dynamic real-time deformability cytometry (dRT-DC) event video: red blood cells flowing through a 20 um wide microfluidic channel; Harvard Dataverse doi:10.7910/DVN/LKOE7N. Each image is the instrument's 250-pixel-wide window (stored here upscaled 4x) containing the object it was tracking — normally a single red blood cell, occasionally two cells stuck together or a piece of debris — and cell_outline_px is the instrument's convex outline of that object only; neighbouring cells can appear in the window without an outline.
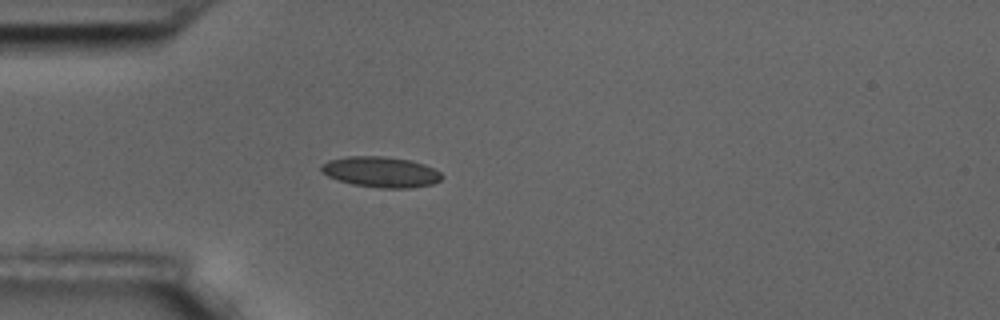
{"species": "common noctule bat (a hibernating species)", "species_latin": "Nyctalus noctula", "temperature_condition": "room temperature", "stored_images_in_passage": 5, "camera_frame_rate_fps": 3000, "um_per_image_px": 0.085, "animal": {"sex": "male", "body_mass_g": 17.5, "forearm_length_mm": 52.3}, "frame": {"image": 1, "passage_image": 5, "time_ms": 1.333, "image_size_px": [1000, 320], "cell_outline_px": [[444, 176], [440, 180], [432, 184], [408, 188], [380, 188], [352, 184], [328, 176], [320, 172], [320, 164], [328, 160], [348, 156], [384, 156], [412, 160], [424, 164], [440, 172]], "centroid_in_image_um": [32.35, 14.61], "position_along_channel_um": 52.6, "area_um2": 21.62}}